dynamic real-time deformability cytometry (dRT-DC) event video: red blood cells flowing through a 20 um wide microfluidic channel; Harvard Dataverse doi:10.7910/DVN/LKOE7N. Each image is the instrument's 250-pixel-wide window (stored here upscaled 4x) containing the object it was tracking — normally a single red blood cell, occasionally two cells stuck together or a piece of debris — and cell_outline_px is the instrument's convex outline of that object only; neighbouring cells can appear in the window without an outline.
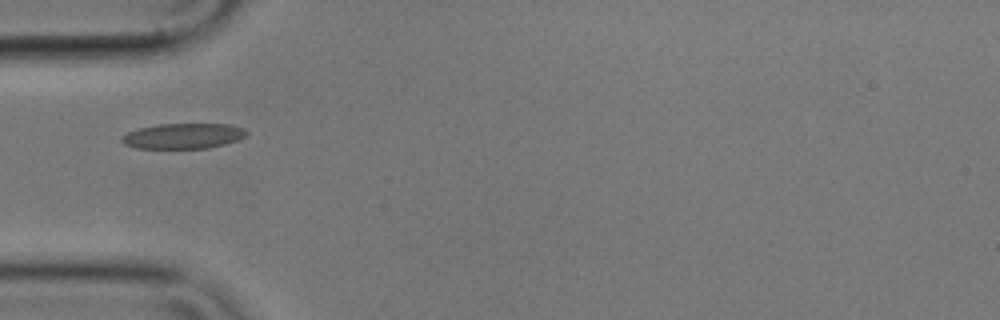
{"species": "common noctule bat (a hibernating species)", "species_latin": "Nyctalus noctula", "temperature_condition": "cold", "stored_images_in_passage": 6, "camera_frame_rate_fps": 3000, "um_per_image_px": 0.085, "animal": {"sex": "male", "body_mass_g": 17.9}, "frame": {"image": 1, "passage_image": 5, "time_ms": 1.333, "image_size_px": [1000, 320], "cell_outline_px": [[248, 132], [244, 136], [236, 140], [224, 144], [208, 148], [136, 148], [124, 144], [120, 140], [120, 136], [128, 132], [140, 128], [160, 124], [232, 124], [244, 128]], "centroid_in_image_um": [15.56, 11.55], "position_along_channel_um": 69.4, "area_um2": 18.38}}
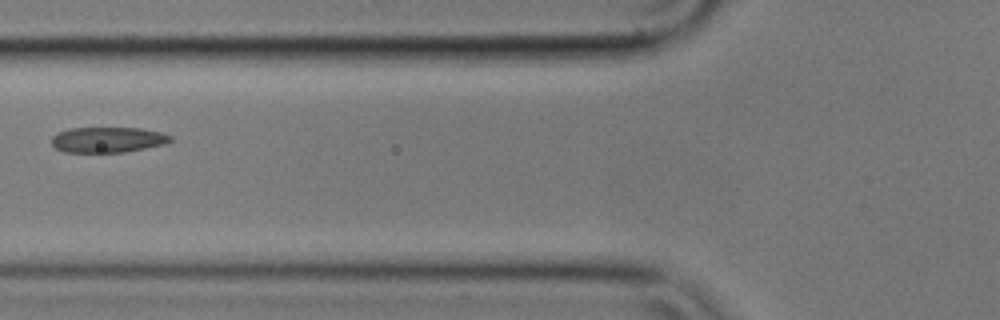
{"frame": {"image": 2, "passage_image": 6, "time_ms": 1.667, "image_size_px": [1000, 320], "cell_outline_px": [[172, 140], [164, 144], [124, 152], [64, 152], [56, 148], [52, 144], [52, 136], [68, 128], [140, 128], [160, 132], [172, 136]], "centroid_in_image_um": [9.15, 11.87], "position_along_channel_um": 116.6, "area_um2": 17.51}}